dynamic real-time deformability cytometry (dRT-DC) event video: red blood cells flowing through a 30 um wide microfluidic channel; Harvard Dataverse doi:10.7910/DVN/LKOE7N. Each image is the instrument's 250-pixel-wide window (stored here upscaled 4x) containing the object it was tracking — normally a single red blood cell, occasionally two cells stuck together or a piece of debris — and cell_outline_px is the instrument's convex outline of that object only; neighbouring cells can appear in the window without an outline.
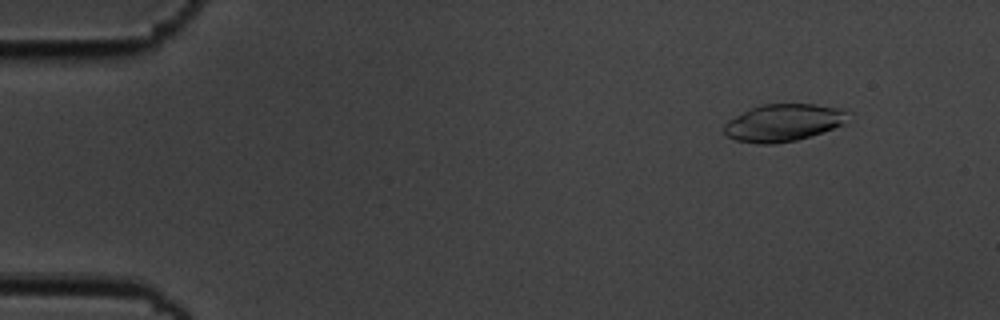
{"species": "common noctule bat (a hibernating species)", "species_latin": "Nyctalus noctula", "temperature_condition": "cold", "stored_images_in_passage": 5, "camera_frame_rate_fps": 3000, "um_per_image_px": 0.085, "animal": {"sex": "male", "body_mass_g": 19.5, "forearm_length_mm": 54.6}, "frame": {"image": 1, "passage_image": 2, "time_ms": 0.333, "image_size_px": [1000, 320], "cell_outline_px": [[844, 124], [812, 136], [796, 140], [772, 144], [760, 144], [736, 140], [728, 136], [724, 132], [724, 124], [728, 120], [760, 104], [816, 104], [844, 108]], "centroid_in_image_um": [66.57, 10.43], "position_along_channel_um": 18.4, "area_um2": 26.65}}
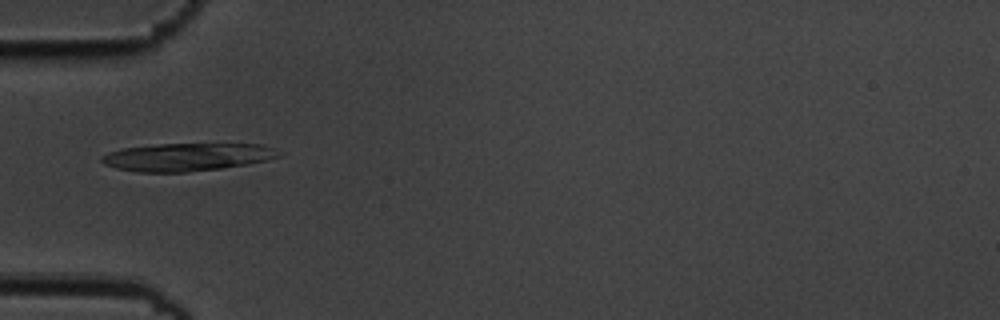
{"frame": {"image": 2, "passage_image": 5, "time_ms": 1.333, "image_size_px": [1000, 320], "cell_outline_px": [[284, 152], [280, 156], [268, 160], [248, 164], [224, 168], [188, 172], [140, 172], [116, 168], [104, 164], [100, 160], [100, 156], [108, 152], [124, 148], [160, 144], [260, 144], [276, 148]], "centroid_in_image_um": [15.96, 13.35], "position_along_channel_um": 69.0, "area_um2": 28.96}}